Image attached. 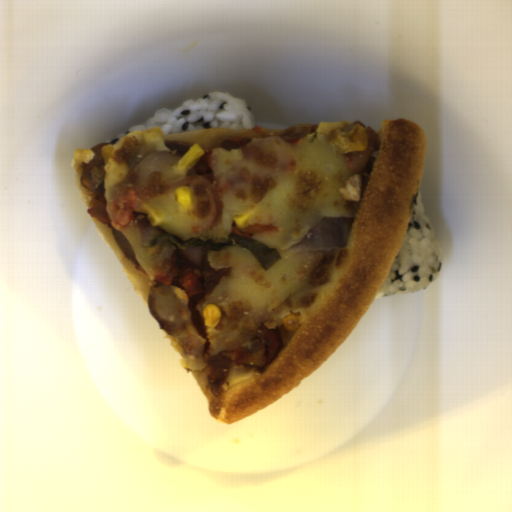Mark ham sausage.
Listing matches in <instances>:
<instances>
[{
	"mask_svg": "<svg viewBox=\"0 0 512 512\" xmlns=\"http://www.w3.org/2000/svg\"><path fill=\"white\" fill-rule=\"evenodd\" d=\"M352 126H360L364 129L367 142L363 151L353 153L344 152V161L352 172H364L370 167L380 149L378 135L370 126L360 121H355Z\"/></svg>",
	"mask_w": 512,
	"mask_h": 512,
	"instance_id": "ham-sausage-1",
	"label": "ham sausage"
},
{
	"mask_svg": "<svg viewBox=\"0 0 512 512\" xmlns=\"http://www.w3.org/2000/svg\"><path fill=\"white\" fill-rule=\"evenodd\" d=\"M209 250H182L177 246V261L186 266H204L209 258Z\"/></svg>",
	"mask_w": 512,
	"mask_h": 512,
	"instance_id": "ham-sausage-2",
	"label": "ham sausage"
},
{
	"mask_svg": "<svg viewBox=\"0 0 512 512\" xmlns=\"http://www.w3.org/2000/svg\"><path fill=\"white\" fill-rule=\"evenodd\" d=\"M112 235H113L123 257L136 265L138 263L136 255L133 251V248H132L130 242L128 241L127 237L125 236V234L113 229Z\"/></svg>",
	"mask_w": 512,
	"mask_h": 512,
	"instance_id": "ham-sausage-3",
	"label": "ham sausage"
}]
</instances>
